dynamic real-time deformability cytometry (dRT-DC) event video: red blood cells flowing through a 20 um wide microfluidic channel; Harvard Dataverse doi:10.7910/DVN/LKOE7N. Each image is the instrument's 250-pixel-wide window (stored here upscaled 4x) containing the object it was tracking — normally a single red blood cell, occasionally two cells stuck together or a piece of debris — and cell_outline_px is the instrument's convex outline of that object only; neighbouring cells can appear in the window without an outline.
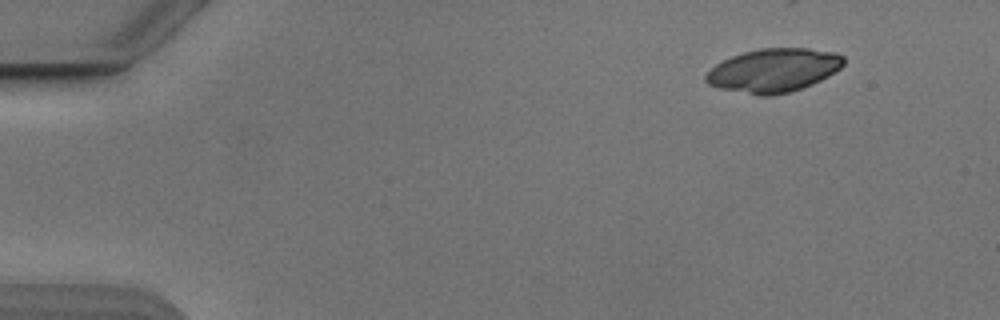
{"species": "Egyptian fruit bat (a non-hibernating species)", "species_latin": "Rousettus aegyptiacus", "temperature_condition": "cold", "stored_images_in_passage": 17, "camera_frame_rate_fps": 3000, "um_per_image_px": 0.085, "animal": {"sex": "male"}, "frame": {"image": 1, "passage_image": 1, "time_ms": 0.0, "image_size_px": [1000, 320], "cell_outline_px": [[844, 64], [840, 68], [828, 76], [812, 84], [788, 92], [768, 96], [760, 96], [720, 88], [708, 84], [704, 80], [704, 76], [716, 64], [732, 56], [744, 52], [760, 48], [808, 48], [836, 52], [844, 56]], "centroid_in_image_um": [65.76, 5.97], "position_along_channel_um": 19.2, "area_um2": 34.85}}